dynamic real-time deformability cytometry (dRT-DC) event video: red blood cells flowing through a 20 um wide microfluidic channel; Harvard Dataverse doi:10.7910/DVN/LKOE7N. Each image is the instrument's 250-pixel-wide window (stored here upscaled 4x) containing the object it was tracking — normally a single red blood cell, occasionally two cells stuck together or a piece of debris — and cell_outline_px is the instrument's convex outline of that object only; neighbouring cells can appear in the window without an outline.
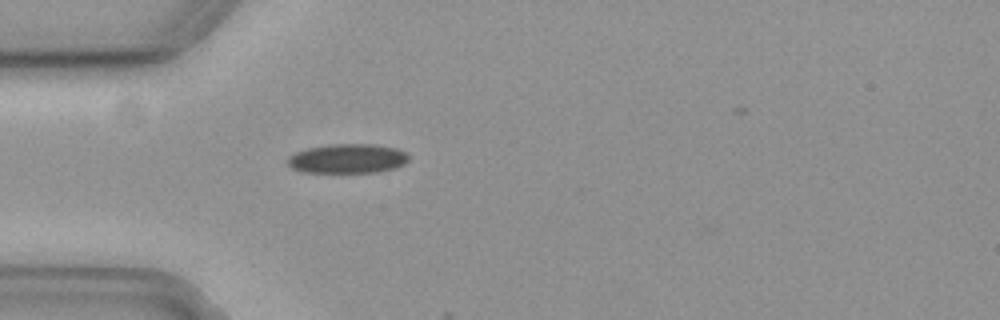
{"species": "common noctule bat (a hibernating species)", "species_latin": "Nyctalus noctula", "temperature_condition": "cold", "stored_images_in_passage": 3, "camera_frame_rate_fps": 3000, "um_per_image_px": 0.085, "animal": {"sex": "female", "body_mass_g": 19.3, "forearm_length_mm": 54.1}, "frame": {"image": 1, "passage_image": 2, "time_ms": 0.333, "image_size_px": [1000, 320], "cell_outline_px": [[408, 160], [404, 164], [396, 168], [380, 172], [304, 172], [292, 168], [288, 164], [288, 156], [296, 152], [308, 148], [332, 144], [376, 144], [396, 148], [408, 152]], "centroid_in_image_um": [29.59, 13.48], "position_along_channel_um": 55.4, "area_um2": 20.81}}